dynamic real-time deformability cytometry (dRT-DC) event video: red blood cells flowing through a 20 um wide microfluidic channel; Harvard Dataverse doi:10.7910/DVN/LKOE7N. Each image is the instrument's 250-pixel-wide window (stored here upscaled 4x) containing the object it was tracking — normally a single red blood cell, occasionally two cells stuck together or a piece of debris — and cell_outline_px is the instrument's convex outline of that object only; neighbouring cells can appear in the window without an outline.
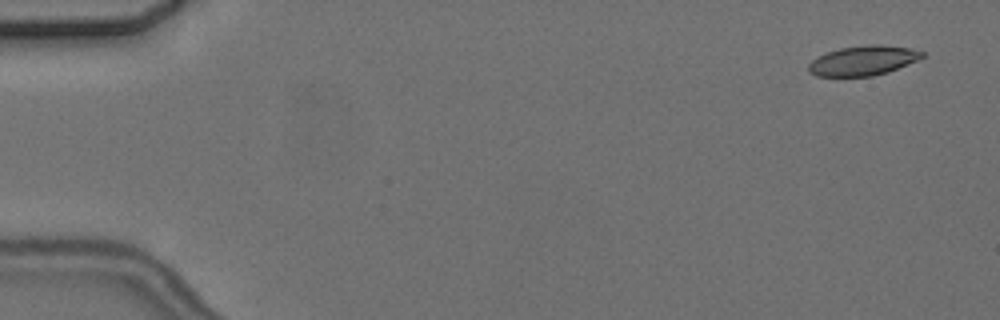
{"species": "common noctule bat (a hibernating species)", "species_latin": "Nyctalus noctula", "temperature_condition": "cold", "stored_images_in_passage": 5, "camera_frame_rate_fps": 3000, "um_per_image_px": 0.085, "animal": {"sex": "female", "body_mass_g": 24.6, "forearm_length_mm": 56.2}, "frame": {"image": 1, "passage_image": 1, "time_ms": 0.0, "image_size_px": [1000, 320], "cell_outline_px": [[924, 56], [916, 60], [888, 72], [872, 76], [816, 76], [808, 72], [808, 64], [812, 60], [828, 52], [840, 48], [868, 44], [880, 44], [908, 48], [924, 52]], "centroid_in_image_um": [73.34, 5.15], "position_along_channel_um": 11.7, "area_um2": 19.48}}
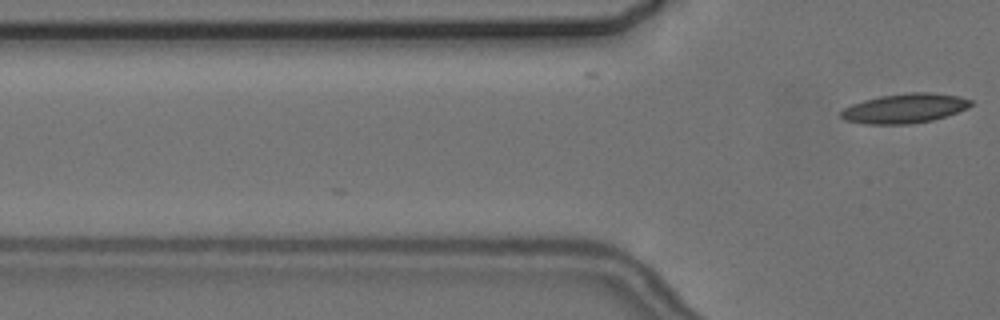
{"frame": {"image": 2, "passage_image": 5, "time_ms": 4.333, "image_size_px": [1000, 320], "cell_outline_px": [[972, 104], [968, 108], [932, 120], [912, 124], [864, 124], [844, 120], [840, 116], [840, 112], [844, 108], [852, 104], [864, 100], [880, 96], [908, 92], [932, 92], [960, 96], [972, 100]], "centroid_in_image_um": [76.89, 9.2], "position_along_channel_um": 48.9, "area_um2": 22.43}}